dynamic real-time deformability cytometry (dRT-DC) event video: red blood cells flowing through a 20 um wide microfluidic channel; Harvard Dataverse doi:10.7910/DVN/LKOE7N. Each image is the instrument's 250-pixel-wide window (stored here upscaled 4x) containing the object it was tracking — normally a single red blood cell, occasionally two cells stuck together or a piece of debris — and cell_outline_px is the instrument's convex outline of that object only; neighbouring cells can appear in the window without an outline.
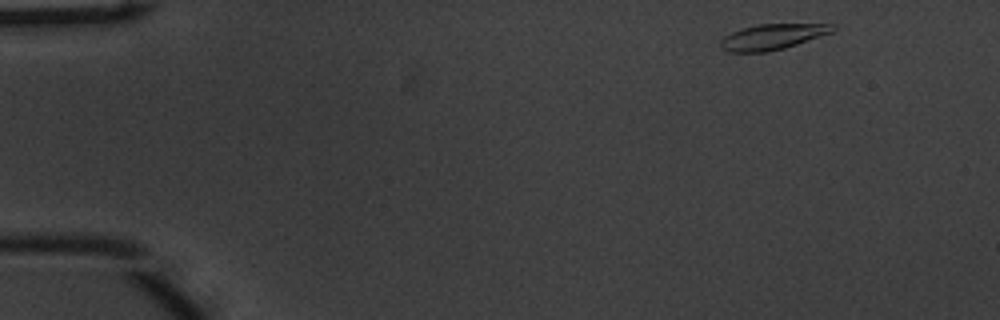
{"species": "common noctule bat (a hibernating species)", "species_latin": "Nyctalus noctula", "temperature_condition": "warm", "stored_images_in_passage": 49, "camera_frame_rate_fps": 3000, "um_per_image_px": 0.085, "animal": {"sex": "male", "body_mass_g": 20.1, "forearm_length_mm": 53.5}, "frame": {"image": 1, "passage_image": 1, "time_ms": 0.0, "image_size_px": [1000, 320], "cell_outline_px": [[836, 28], [832, 32], [784, 48], [768, 52], [728, 52], [720, 48], [720, 40], [724, 36], [740, 28], [760, 24], [836, 24]], "centroid_in_image_um": [65.62, 3.13], "position_along_channel_um": 19.4, "area_um2": 16.7}}
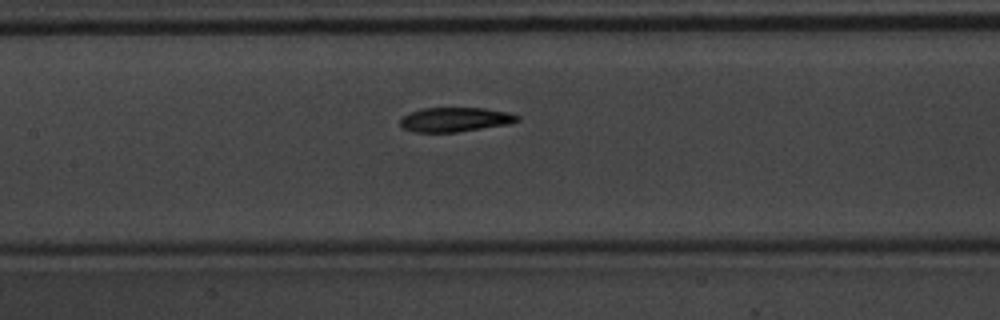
{"frame": {"image": 2, "passage_image": 21, "time_ms": 6.667, "image_size_px": [1000, 320], "cell_outline_px": [[520, 120], [508, 124], [456, 132], [412, 132], [404, 128], [400, 124], [400, 120], [408, 112], [420, 108], [484, 108], [508, 112], [520, 116]], "centroid_in_image_um": [38.67, 10.15], "position_along_channel_um": 168.7, "area_um2": 16.65}}
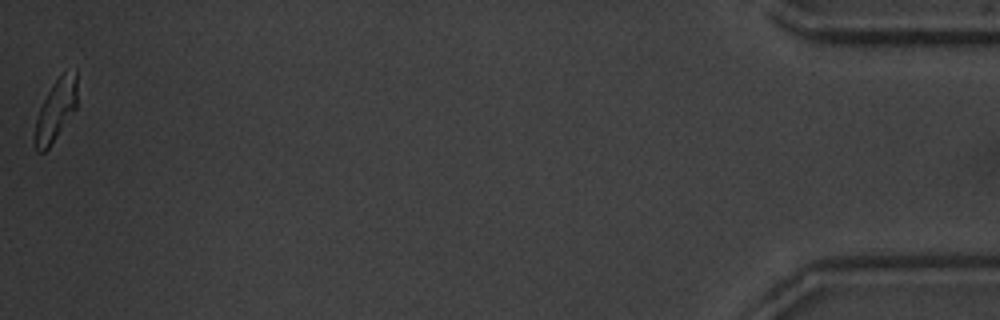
{"frame": {"image": 3, "passage_image": 49, "time_ms": 16.0, "image_size_px": [1000, 320], "cell_outline_px": [[76, 108], [48, 148], [44, 152], [36, 152], [32, 140], [36, 120], [40, 108], [52, 84], [64, 72], [76, 68]], "centroid_in_image_um": [4.71, 9.39], "position_along_channel_um": 430.5, "area_um2": 15.03}, "authors_computed_cell_mechanics": {"area_um2": 17.2822, "velocity_mm_per_s": 3.7714, "shape_relaxation_time_tau1_ms": 2.8414, "shape_relaxation_time_tau2_ms": 2.5439, "deformation_change_tau1": 0.1666, "deformation_change_tau2": 0.0798}}